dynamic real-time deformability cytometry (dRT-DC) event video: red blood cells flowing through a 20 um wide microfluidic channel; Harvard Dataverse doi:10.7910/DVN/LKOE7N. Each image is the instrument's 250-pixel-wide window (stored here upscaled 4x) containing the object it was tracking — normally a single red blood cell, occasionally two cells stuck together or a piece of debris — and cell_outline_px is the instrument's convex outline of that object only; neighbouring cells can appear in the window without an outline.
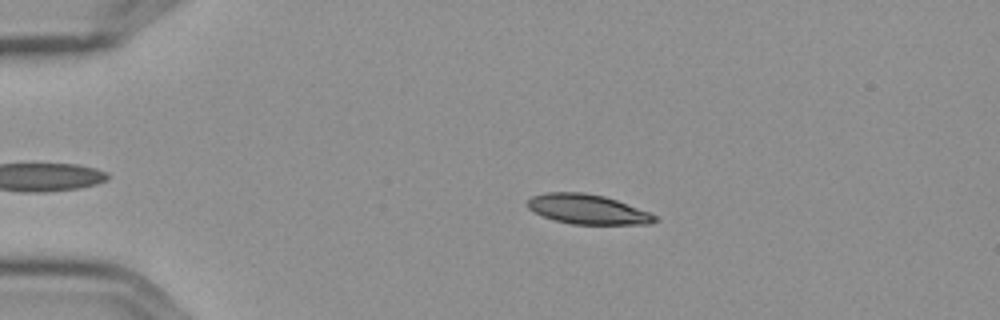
{"species": "Egyptian fruit bat (a non-hibernating species)", "species_latin": "Rousettus aegyptiacus", "temperature_condition": "cold", "stored_images_in_passage": 4, "camera_frame_rate_fps": 3000, "um_per_image_px": 0.085, "frame": {"image": 1, "passage_image": 3, "time_ms": 0.667, "image_size_px": [1000, 320], "cell_outline_px": [[660, 220], [648, 224], [572, 224], [556, 220], [544, 216], [528, 208], [528, 200], [532, 196], [544, 192], [584, 192], [604, 196], [616, 200], [648, 212], [656, 216]], "centroid_in_image_um": [49.95, 17.78], "position_along_channel_um": 35.1, "area_um2": 21.79}}